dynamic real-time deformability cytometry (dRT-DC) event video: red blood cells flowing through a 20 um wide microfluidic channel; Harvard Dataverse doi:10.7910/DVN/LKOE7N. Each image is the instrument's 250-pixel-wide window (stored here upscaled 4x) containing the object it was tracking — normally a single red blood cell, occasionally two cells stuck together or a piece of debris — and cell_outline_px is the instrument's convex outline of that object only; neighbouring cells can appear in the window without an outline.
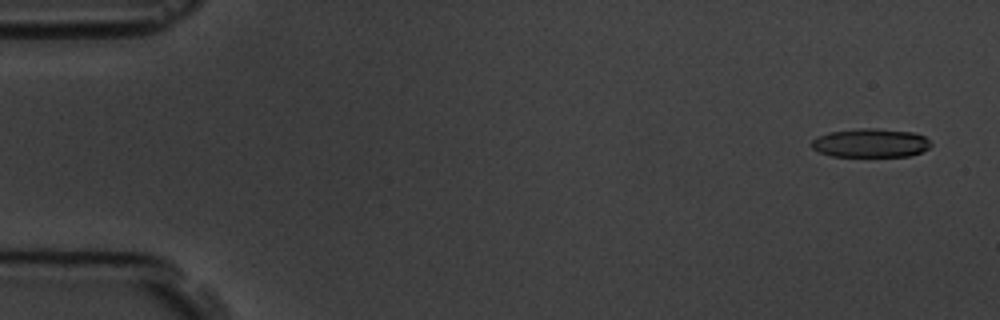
{"species": "common noctule bat (a hibernating species)", "species_latin": "Nyctalus noctula", "temperature_condition": "room temperature", "stored_images_in_passage": 57, "camera_frame_rate_fps": 3000, "um_per_image_px": 0.085, "animal": {"sex": "male", "body_mass_g": 19.5, "forearm_length_mm": 54.6}, "frame": {"image": 1, "passage_image": 3, "time_ms": 0.667, "image_size_px": [1000, 320], "cell_outline_px": [[932, 144], [928, 148], [920, 152], [908, 156], [832, 156], [820, 152], [812, 148], [812, 140], [816, 136], [828, 132], [864, 128], [876, 128], [912, 132], [924, 136]], "centroid_in_image_um": [73.98, 12.15], "position_along_channel_um": 11.0, "area_um2": 19.88}}
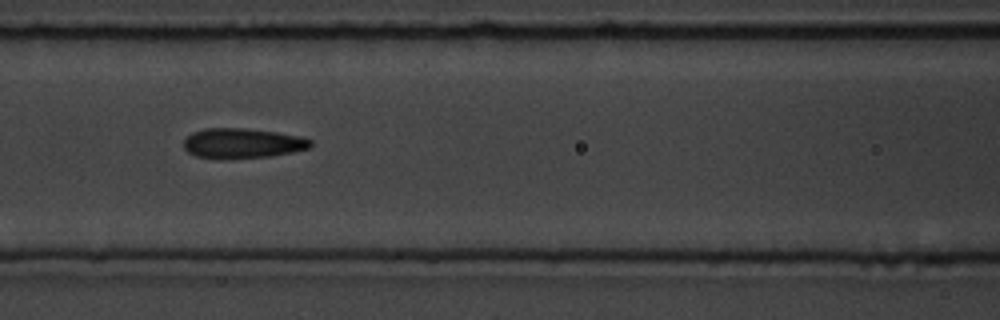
{"frame": {"image": 2, "passage_image": 25, "time_ms": 8.0, "image_size_px": [1000, 320], "cell_outline_px": [[312, 144], [308, 148], [292, 152], [268, 156], [196, 156], [188, 152], [184, 148], [184, 140], [192, 132], [204, 128], [244, 128], [276, 132], [300, 136], [312, 140]], "centroid_in_image_um": [20.62, 12.12], "position_along_channel_um": 146.0, "area_um2": 21.27}}
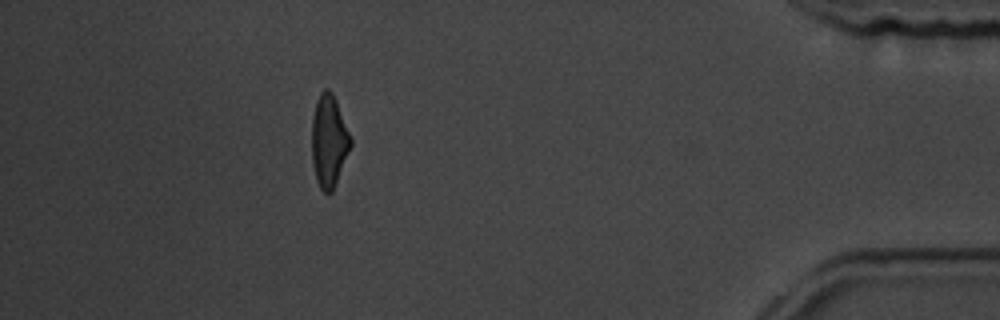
{"frame": {"image": 3, "passage_image": 51, "time_ms": 16.667, "image_size_px": [1000, 320], "cell_outline_px": [[352, 144], [332, 192], [324, 192], [320, 188], [316, 180], [312, 160], [312, 116], [316, 100], [320, 92], [324, 88], [328, 88], [332, 92], [336, 100], [352, 136]], "centroid_in_image_um": [27.96, 11.94], "position_along_channel_um": 407.2, "area_um2": 21.04}, "authors_computed_cell_mechanics": {"area_um2": 21.6172, "velocity_mm_per_s": 3.6198, "shape_relaxation_time_tau1_ms": 4.2258, "shape_relaxation_time_tau2_ms": 1.9726, "deformation_change_tau1": 0.1694, "deformation_change_tau2": 0.1255}}